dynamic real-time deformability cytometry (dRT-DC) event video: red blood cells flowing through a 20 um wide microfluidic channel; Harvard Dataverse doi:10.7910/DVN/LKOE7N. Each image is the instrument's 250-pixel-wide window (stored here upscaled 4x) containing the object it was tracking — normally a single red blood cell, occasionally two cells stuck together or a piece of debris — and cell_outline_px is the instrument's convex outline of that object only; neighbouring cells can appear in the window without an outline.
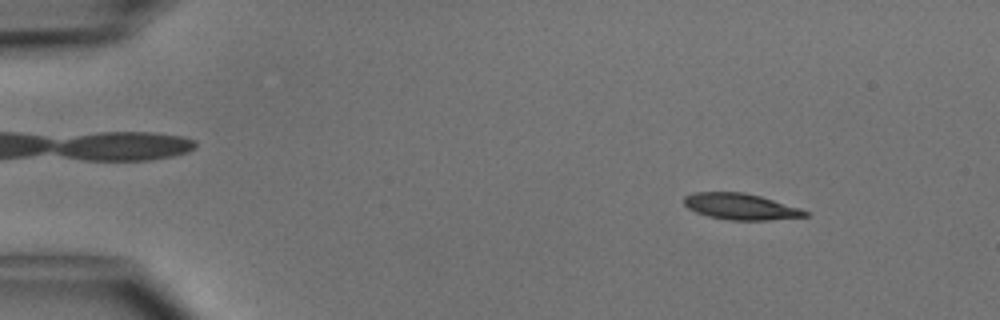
{"species": "common noctule bat (a hibernating species)", "species_latin": "Nyctalus noctula", "temperature_condition": "cold", "stored_images_in_passage": 44, "camera_frame_rate_fps": 3000, "um_per_image_px": 0.085, "animal": {"sex": "male", "body_mass_g": 15.6}, "frame": {"image": 1, "passage_image": 1, "time_ms": 0.0, "image_size_px": [1000, 320], "cell_outline_px": [[808, 216], [768, 220], [732, 220], [708, 216], [696, 212], [688, 208], [684, 204], [684, 196], [696, 192], [744, 192], [760, 196], [800, 208], [808, 212]], "centroid_in_image_um": [62.94, 17.55], "position_along_channel_um": 22.1, "area_um2": 18.32}}
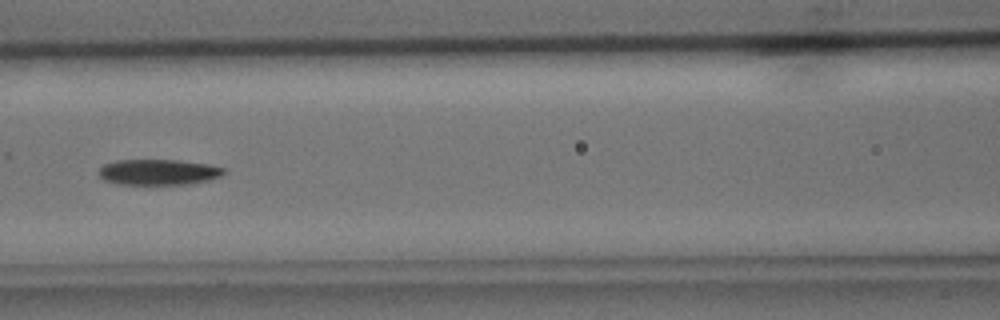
{"frame": {"image": 2, "passage_image": 17, "time_ms": 5.333, "image_size_px": [1000, 320], "cell_outline_px": [[228, 172], [220, 176], [208, 180], [188, 184], [116, 184], [104, 180], [96, 172], [104, 164], [116, 160], [176, 160], [208, 164], [228, 168]], "centroid_in_image_um": [13.48, 14.62], "position_along_channel_um": 153.1, "area_um2": 18.9}}
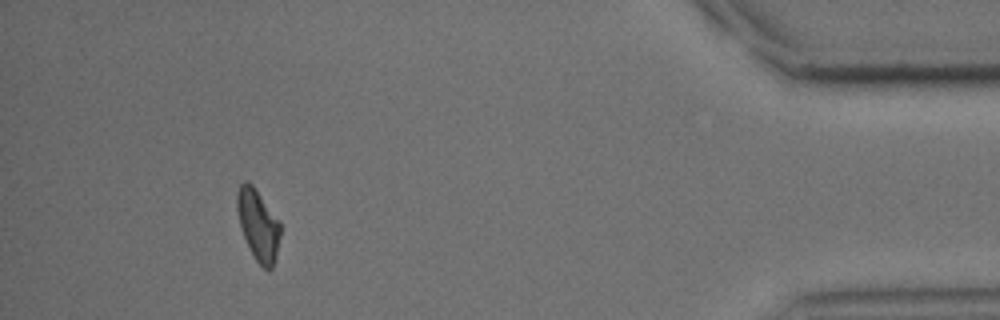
{"frame": {"image": 3, "passage_image": 40, "time_ms": 13.0, "image_size_px": [1000, 320], "cell_outline_px": [[280, 236], [276, 256], [272, 268], [268, 272], [256, 260], [240, 228], [236, 208], [236, 192], [240, 184], [244, 180], [248, 180], [252, 184], [280, 220]], "centroid_in_image_um": [21.93, 19.08], "position_along_channel_um": 413.3, "area_um2": 18.03}, "authors_computed_cell_mechanics": {"area_um2": 18.6116, "velocity_mm_per_s": 4.1089, "shape_relaxation_time_tau1_ms": 2.7848, "shape_relaxation_time_tau2_ms": null, "deformation_change_tau1": 0.1206, "deformation_change_tau2": null}}